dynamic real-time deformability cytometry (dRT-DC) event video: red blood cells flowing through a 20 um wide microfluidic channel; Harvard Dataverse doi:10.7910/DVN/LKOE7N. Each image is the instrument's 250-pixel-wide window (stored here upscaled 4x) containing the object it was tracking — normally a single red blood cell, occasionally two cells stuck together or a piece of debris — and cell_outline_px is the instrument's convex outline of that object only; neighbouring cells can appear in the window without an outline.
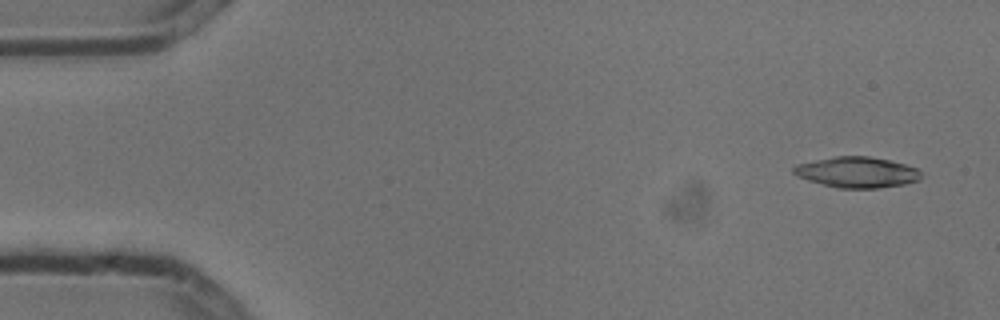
{"species": "common noctule bat (a hibernating species)", "species_latin": "Nyctalus noctula", "temperature_condition": "cold", "stored_images_in_passage": 5, "camera_frame_rate_fps": 3000, "um_per_image_px": 0.085, "animal": {"sex": "male", "body_mass_g": 13.3}, "frame": {"image": 1, "passage_image": 1, "time_ms": 0.0, "image_size_px": [1000, 320], "cell_outline_px": [[924, 176], [920, 180], [904, 184], [880, 188], [836, 188], [808, 180], [796, 176], [792, 172], [792, 168], [796, 164], [836, 156], [868, 156], [888, 160], [904, 164], [916, 168]], "centroid_in_image_um": [72.84, 14.65], "position_along_channel_um": 12.2, "area_um2": 22.89}}
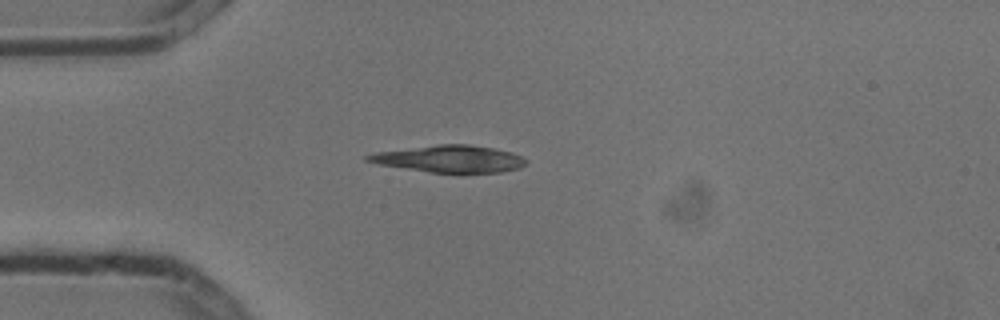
{"frame": {"image": 2, "passage_image": 4, "time_ms": 1.0, "image_size_px": [1000, 320], "cell_outline_px": [[528, 164], [520, 168], [500, 172], [432, 172], [380, 164], [364, 160], [364, 156], [376, 152], [440, 144], [468, 144], [492, 148], [512, 152], [528, 160]], "centroid_in_image_um": [38.26, 13.49], "position_along_channel_um": 46.7, "area_um2": 24.57}}